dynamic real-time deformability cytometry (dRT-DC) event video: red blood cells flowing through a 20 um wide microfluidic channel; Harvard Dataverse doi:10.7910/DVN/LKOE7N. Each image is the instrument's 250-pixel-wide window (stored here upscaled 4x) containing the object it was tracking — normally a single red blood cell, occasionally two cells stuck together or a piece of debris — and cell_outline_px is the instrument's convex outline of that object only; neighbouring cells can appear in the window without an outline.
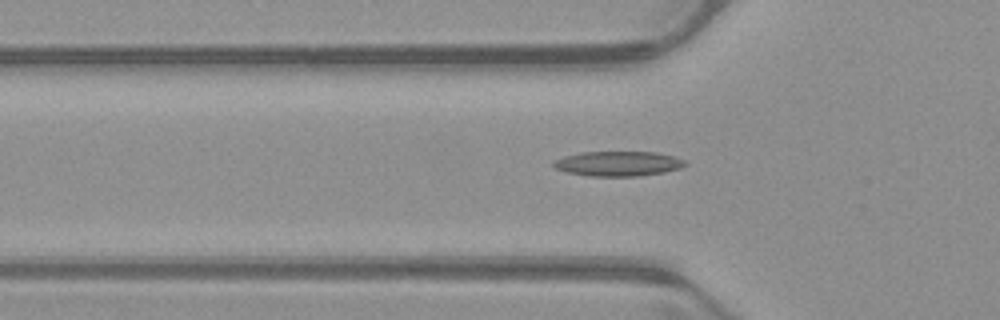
{"species": "common noctule bat (a hibernating species)", "species_latin": "Nyctalus noctula", "temperature_condition": "warm", "stored_images_in_passage": 35, "camera_frame_rate_fps": 3000, "um_per_image_px": 0.085, "animal": {"sex": "male", "body_mass_g": 23.1, "forearm_length_mm": 52.7}, "frame": {"image": 1, "passage_image": 2, "time_ms": 0.333, "image_size_px": [1000, 320], "cell_outline_px": [[688, 164], [680, 168], [664, 172], [640, 176], [588, 176], [564, 172], [556, 168], [552, 164], [552, 160], [564, 156], [580, 152], [656, 152], [672, 156], [684, 160]], "centroid_in_image_um": [52.5, 13.91], "position_along_channel_um": 73.3, "area_um2": 19.19}}
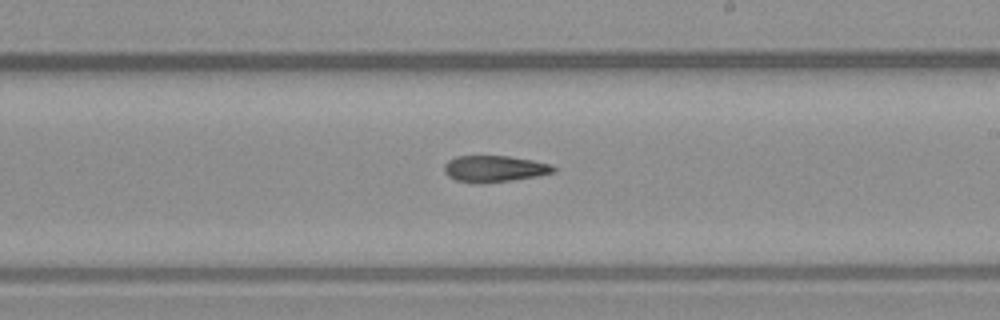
{"frame": {"image": 2, "passage_image": 15, "time_ms": 4.667, "image_size_px": [1000, 320], "cell_outline_px": [[556, 172], [536, 176], [512, 180], [484, 184], [472, 184], [456, 180], [448, 176], [444, 172], [444, 164], [448, 160], [456, 156], [508, 156], [532, 160], [552, 164], [556, 168]], "centroid_in_image_um": [42.0, 14.36], "position_along_channel_um": 247.0, "area_um2": 17.11}}
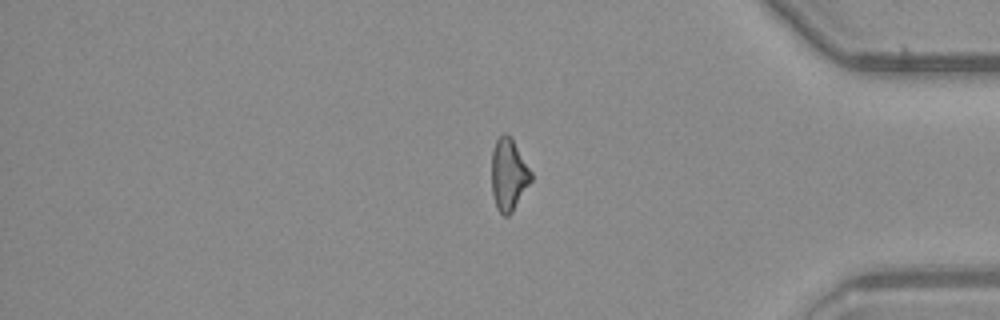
{"frame": {"image": 3, "passage_image": 28, "time_ms": 9.0, "image_size_px": [1000, 320], "cell_outline_px": [[532, 180], [512, 212], [508, 216], [504, 216], [496, 208], [492, 192], [492, 148], [496, 140], [504, 132], [508, 132], [532, 172]], "centroid_in_image_um": [43.23, 14.83], "position_along_channel_um": 392.0, "area_um2": 16.59}}